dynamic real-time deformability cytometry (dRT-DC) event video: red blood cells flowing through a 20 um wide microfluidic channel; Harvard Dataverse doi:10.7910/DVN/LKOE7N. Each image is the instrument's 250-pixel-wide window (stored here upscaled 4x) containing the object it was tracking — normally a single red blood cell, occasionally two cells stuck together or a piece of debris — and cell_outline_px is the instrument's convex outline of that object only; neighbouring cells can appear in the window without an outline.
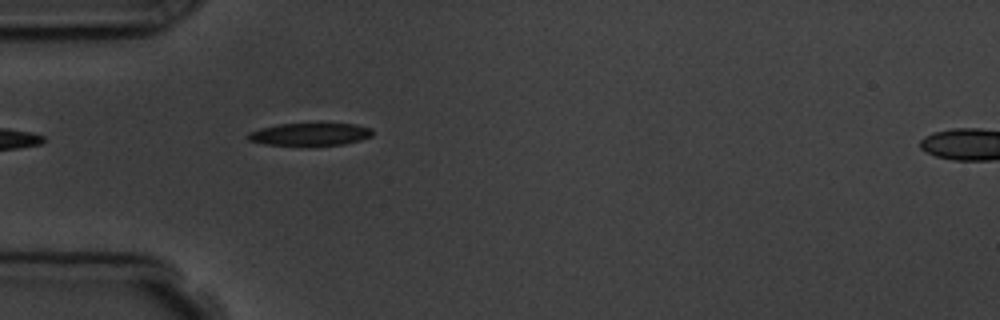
{"species": "common noctule bat (a hibernating species)", "species_latin": "Nyctalus noctula", "temperature_condition": "room temperature", "stored_images_in_passage": 2, "segment_of_instrument_passage": [1, 2], "camera_frame_rate_fps": 3000, "um_per_image_px": 0.085, "animal": {"sex": "male", "body_mass_g": 19.5, "forearm_length_mm": 54.6}, "frame": {"image": 1, "passage_image": 1, "time_ms": 0.0, "image_size_px": [1000, 320], "cell_outline_px": [[372, 136], [360, 140], [344, 144], [264, 144], [248, 140], [244, 136], [248, 132], [260, 128], [280, 124], [320, 120], [356, 124], [372, 128]], "centroid_in_image_um": [26.37, 11.33], "position_along_channel_um": 58.6, "area_um2": 17.11}}